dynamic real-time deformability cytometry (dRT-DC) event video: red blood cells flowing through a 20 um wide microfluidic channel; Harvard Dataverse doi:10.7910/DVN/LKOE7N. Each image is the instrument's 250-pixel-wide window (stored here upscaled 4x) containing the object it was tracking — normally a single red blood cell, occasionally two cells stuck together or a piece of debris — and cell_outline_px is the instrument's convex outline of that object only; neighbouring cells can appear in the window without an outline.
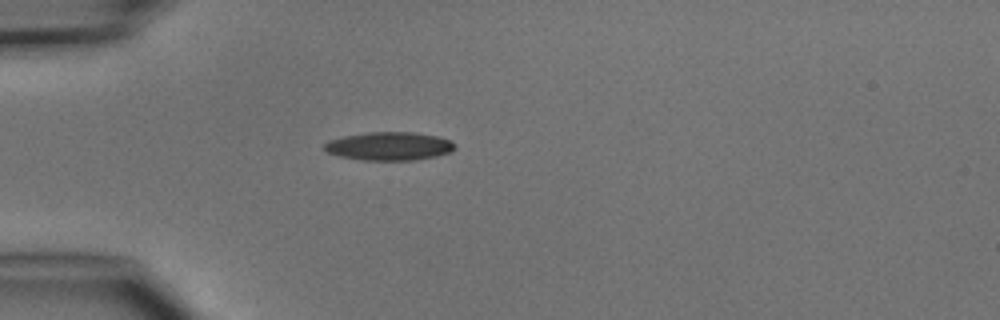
{"species": "common noctule bat (a hibernating species)", "species_latin": "Nyctalus noctula", "temperature_condition": "cold", "stored_images_in_passage": 1, "camera_frame_rate_fps": 3000, "um_per_image_px": 0.085, "animal": {"sex": "male", "body_mass_g": 15.6}, "frame": {"image": 1, "passage_image": 1, "time_ms": 0.0, "image_size_px": [1000, 320], "cell_outline_px": [[456, 148], [452, 152], [436, 156], [412, 160], [364, 160], [340, 156], [328, 152], [324, 148], [324, 144], [328, 140], [344, 136], [368, 132], [412, 132], [440, 136], [452, 140], [456, 144]], "centroid_in_image_um": [33.14, 12.41], "position_along_channel_um": 51.9, "area_um2": 21.68}}